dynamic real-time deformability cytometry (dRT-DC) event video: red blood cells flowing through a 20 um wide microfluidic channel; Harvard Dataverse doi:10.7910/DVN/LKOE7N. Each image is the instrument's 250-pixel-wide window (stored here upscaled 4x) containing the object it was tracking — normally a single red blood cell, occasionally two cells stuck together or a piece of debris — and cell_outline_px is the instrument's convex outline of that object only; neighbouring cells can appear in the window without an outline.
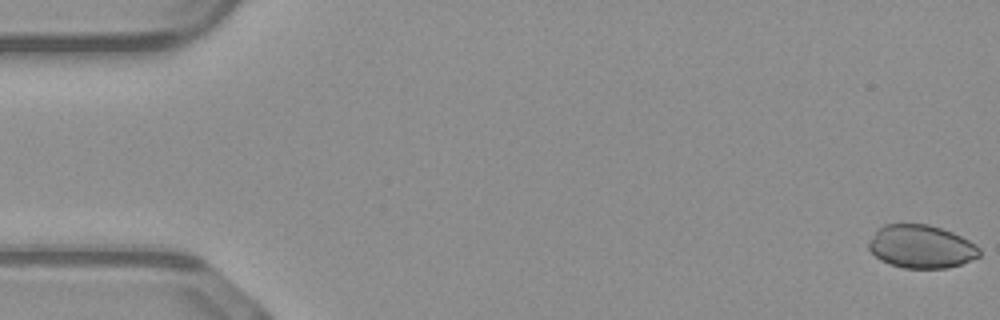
{"species": "common noctule bat (a hibernating species)", "species_latin": "Nyctalus noctula", "temperature_condition": "warm", "stored_images_in_passage": 51, "camera_frame_rate_fps": 3000, "um_per_image_px": 0.085, "animal": {"sex": "male", "body_mass_g": 23.1, "forearm_length_mm": 52.7}, "frame": {"image": 1, "passage_image": 1, "time_ms": 0.0, "image_size_px": [1000, 320], "cell_outline_px": [[980, 256], [972, 260], [948, 268], [904, 268], [880, 260], [868, 248], [868, 240], [884, 224], [928, 224], [952, 232], [976, 244], [980, 248]], "centroid_in_image_um": [78.31, 20.96], "position_along_channel_um": 6.7, "area_um2": 27.74}}
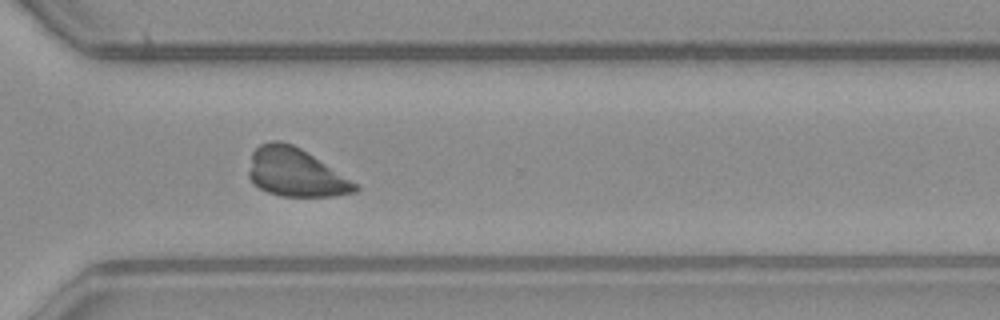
{"frame": {"image": 2, "passage_image": 37, "time_ms": 12.0, "image_size_px": [1000, 320], "cell_outline_px": [[360, 188], [356, 192], [332, 196], [280, 196], [268, 192], [260, 188], [248, 176], [248, 172], [252, 152], [260, 144], [272, 140], [280, 140], [292, 144], [300, 148], [360, 184]], "centroid_in_image_um": [25.15, 14.66], "position_along_channel_um": 345.5, "area_um2": 30.0}}